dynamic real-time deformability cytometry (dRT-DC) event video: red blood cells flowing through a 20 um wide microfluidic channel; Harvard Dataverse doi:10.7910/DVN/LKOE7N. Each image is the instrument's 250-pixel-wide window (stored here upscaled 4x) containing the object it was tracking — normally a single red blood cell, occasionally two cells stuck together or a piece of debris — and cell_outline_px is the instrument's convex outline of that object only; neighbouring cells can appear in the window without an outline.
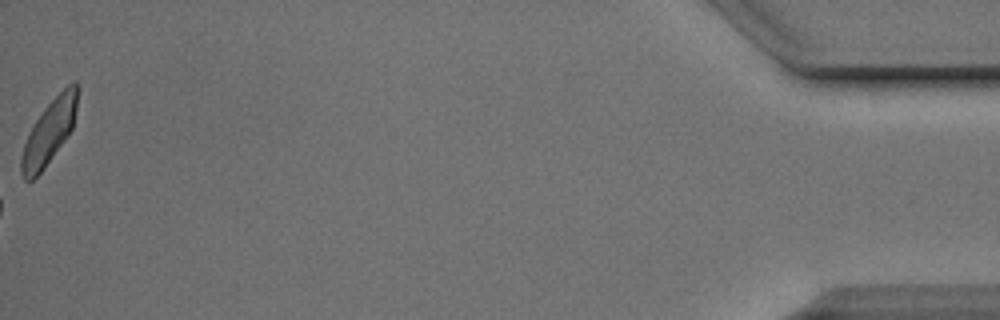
{"species": "Egyptian fruit bat (a non-hibernating species)", "species_latin": "Rousettus aegyptiacus", "temperature_condition": "cold", "stored_images_in_passage": 54, "camera_frame_rate_fps": 3000, "um_per_image_px": 0.085, "animal": {"sex": "male"}, "frame": {"image": 1, "passage_image": 54, "time_ms": 17.667, "image_size_px": [1000, 320], "cell_outline_px": [[76, 108], [72, 128], [64, 140], [44, 168], [32, 180], [24, 180], [20, 172], [20, 160], [24, 144], [36, 120], [44, 108], [72, 80], [76, 80]], "centroid_in_image_um": [4.15, 11.24], "position_along_channel_um": 431.1, "area_um2": 20.23}, "authors_computed_cell_mechanics": {"area_um2": 19.6231, "velocity_mm_per_s": 3.8895, "shape_relaxation_time_tau1_ms": 3.4388, "shape_relaxation_time_tau2_ms": 4.3557, "deformation_change_tau1": 0.1056, "deformation_change_tau2": 0.1006}}